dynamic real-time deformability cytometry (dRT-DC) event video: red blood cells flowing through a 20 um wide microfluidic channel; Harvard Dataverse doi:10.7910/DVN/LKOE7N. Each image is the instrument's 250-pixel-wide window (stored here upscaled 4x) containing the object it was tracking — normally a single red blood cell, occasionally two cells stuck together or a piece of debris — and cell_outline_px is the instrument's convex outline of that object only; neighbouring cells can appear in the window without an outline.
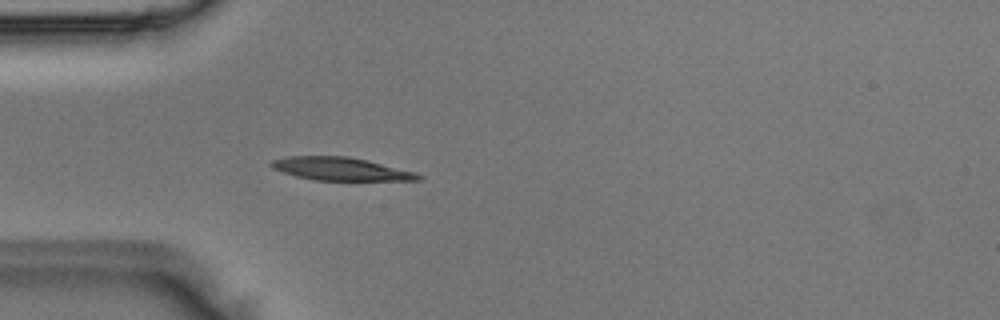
{"species": "Egyptian fruit bat (a non-hibernating species)", "species_latin": "Rousettus aegyptiacus", "temperature_condition": "room temperature", "stored_images_in_passage": 3, "camera_frame_rate_fps": 3000, "um_per_image_px": 0.085, "animal": {"sex": "male"}, "frame": {"image": 1, "passage_image": 3, "time_ms": 0.667, "image_size_px": [1000, 320], "cell_outline_px": [[424, 180], [316, 180], [296, 176], [272, 168], [268, 164], [272, 160], [288, 156], [348, 156], [368, 160], [416, 172], [424, 176]], "centroid_in_image_um": [28.99, 14.35], "position_along_channel_um": 56.0, "area_um2": 19.77}}